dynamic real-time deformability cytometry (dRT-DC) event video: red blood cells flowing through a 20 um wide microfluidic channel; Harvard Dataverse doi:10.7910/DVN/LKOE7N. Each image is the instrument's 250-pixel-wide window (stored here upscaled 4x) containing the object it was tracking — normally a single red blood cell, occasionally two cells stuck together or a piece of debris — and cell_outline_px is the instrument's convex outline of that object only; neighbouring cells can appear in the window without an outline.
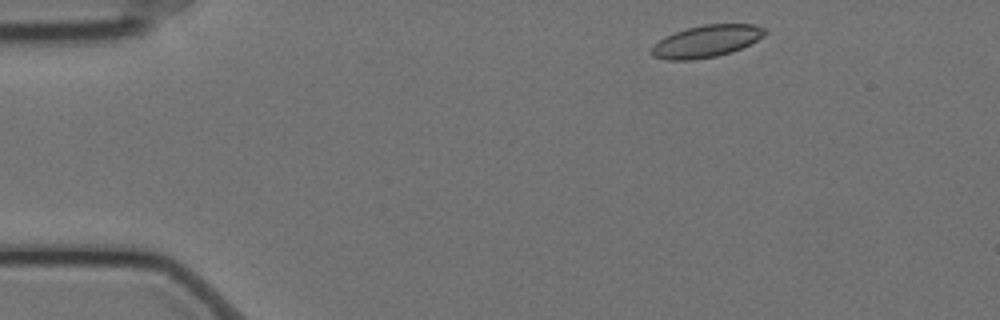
{"species": "Egyptian fruit bat (a non-hibernating species)", "species_latin": "Rousettus aegyptiacus", "temperature_condition": "cold", "stored_images_in_passage": 12, "segment_of_instrument_passage": [1, 2], "camera_frame_rate_fps": 3000, "um_per_image_px": 0.085, "animal": {"sex": "female"}, "frame": {"image": 1, "passage_image": 1, "time_ms": 0.0, "image_size_px": [1000, 320], "cell_outline_px": [[768, 32], [764, 36], [732, 52], [716, 56], [692, 60], [668, 60], [652, 56], [648, 52], [652, 44], [664, 36], [688, 28], [704, 24], [756, 24], [764, 28]], "centroid_in_image_um": [59.99, 3.51], "position_along_channel_um": 25.0, "area_um2": 21.33}}
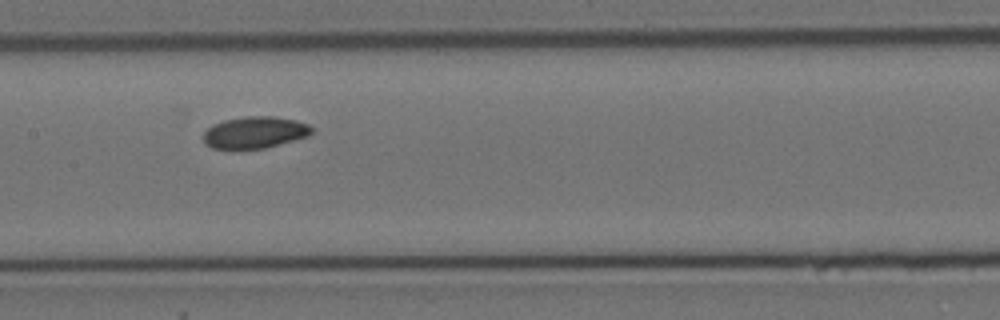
{"frame": {"image": 2, "passage_image": 6, "time_ms": 1.667, "image_size_px": [1000, 320], "cell_outline_px": [[312, 132], [308, 136], [264, 148], [232, 152], [212, 148], [204, 144], [204, 132], [212, 124], [224, 120], [244, 116], [276, 116], [296, 120], [308, 124], [312, 128]], "centroid_in_image_um": [21.59, 11.29], "position_along_channel_um": 185.8, "area_um2": 20.69}}
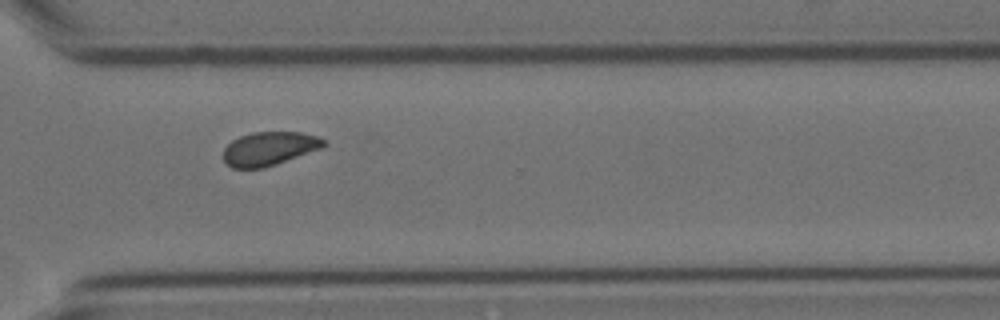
{"frame": {"image": 3, "passage_image": 10, "time_ms": 3.0, "image_size_px": [1000, 320], "cell_outline_px": [[328, 144], [320, 148], [276, 164], [264, 168], [232, 168], [224, 160], [224, 148], [232, 140], [240, 136], [252, 132], [300, 132], [316, 136], [324, 140]], "centroid_in_image_um": [22.86, 12.62], "position_along_channel_um": 347.7, "area_um2": 19.48}}